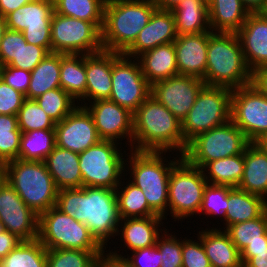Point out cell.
<instances>
[{
  "label": "cell",
  "instance_id": "obj_8",
  "mask_svg": "<svg viewBox=\"0 0 267 267\" xmlns=\"http://www.w3.org/2000/svg\"><path fill=\"white\" fill-rule=\"evenodd\" d=\"M249 143L244 133L230 120L195 136L188 142L182 156L202 169L211 161L242 154Z\"/></svg>",
  "mask_w": 267,
  "mask_h": 267
},
{
  "label": "cell",
  "instance_id": "obj_21",
  "mask_svg": "<svg viewBox=\"0 0 267 267\" xmlns=\"http://www.w3.org/2000/svg\"><path fill=\"white\" fill-rule=\"evenodd\" d=\"M246 65L251 72L267 66V18L262 12L250 13L236 32Z\"/></svg>",
  "mask_w": 267,
  "mask_h": 267
},
{
  "label": "cell",
  "instance_id": "obj_58",
  "mask_svg": "<svg viewBox=\"0 0 267 267\" xmlns=\"http://www.w3.org/2000/svg\"><path fill=\"white\" fill-rule=\"evenodd\" d=\"M250 13L262 12L267 5V0H241Z\"/></svg>",
  "mask_w": 267,
  "mask_h": 267
},
{
  "label": "cell",
  "instance_id": "obj_65",
  "mask_svg": "<svg viewBox=\"0 0 267 267\" xmlns=\"http://www.w3.org/2000/svg\"><path fill=\"white\" fill-rule=\"evenodd\" d=\"M4 231L3 224L0 222V233Z\"/></svg>",
  "mask_w": 267,
  "mask_h": 267
},
{
  "label": "cell",
  "instance_id": "obj_19",
  "mask_svg": "<svg viewBox=\"0 0 267 267\" xmlns=\"http://www.w3.org/2000/svg\"><path fill=\"white\" fill-rule=\"evenodd\" d=\"M78 105L61 122L56 123L55 140L56 146L80 154L101 139L88 110L82 104Z\"/></svg>",
  "mask_w": 267,
  "mask_h": 267
},
{
  "label": "cell",
  "instance_id": "obj_64",
  "mask_svg": "<svg viewBox=\"0 0 267 267\" xmlns=\"http://www.w3.org/2000/svg\"><path fill=\"white\" fill-rule=\"evenodd\" d=\"M262 13L265 15V17L267 18V5L265 6L264 10L262 11Z\"/></svg>",
  "mask_w": 267,
  "mask_h": 267
},
{
  "label": "cell",
  "instance_id": "obj_9",
  "mask_svg": "<svg viewBox=\"0 0 267 267\" xmlns=\"http://www.w3.org/2000/svg\"><path fill=\"white\" fill-rule=\"evenodd\" d=\"M118 145L119 143L115 141L100 140L79 154L82 187L110 189L118 187L122 176H124L122 174L127 171L125 168V161L127 160L123 158L125 156L122 155Z\"/></svg>",
  "mask_w": 267,
  "mask_h": 267
},
{
  "label": "cell",
  "instance_id": "obj_50",
  "mask_svg": "<svg viewBox=\"0 0 267 267\" xmlns=\"http://www.w3.org/2000/svg\"><path fill=\"white\" fill-rule=\"evenodd\" d=\"M0 78L7 85L26 96L30 84L31 72L12 66H2Z\"/></svg>",
  "mask_w": 267,
  "mask_h": 267
},
{
  "label": "cell",
  "instance_id": "obj_7",
  "mask_svg": "<svg viewBox=\"0 0 267 267\" xmlns=\"http://www.w3.org/2000/svg\"><path fill=\"white\" fill-rule=\"evenodd\" d=\"M38 240L46 249L105 251L84 223L64 214L55 206L39 216Z\"/></svg>",
  "mask_w": 267,
  "mask_h": 267
},
{
  "label": "cell",
  "instance_id": "obj_59",
  "mask_svg": "<svg viewBox=\"0 0 267 267\" xmlns=\"http://www.w3.org/2000/svg\"><path fill=\"white\" fill-rule=\"evenodd\" d=\"M157 9L173 10L182 0H153Z\"/></svg>",
  "mask_w": 267,
  "mask_h": 267
},
{
  "label": "cell",
  "instance_id": "obj_30",
  "mask_svg": "<svg viewBox=\"0 0 267 267\" xmlns=\"http://www.w3.org/2000/svg\"><path fill=\"white\" fill-rule=\"evenodd\" d=\"M267 210V201L258 195L238 187L228 192V207L225 213L224 229L228 226L260 217Z\"/></svg>",
  "mask_w": 267,
  "mask_h": 267
},
{
  "label": "cell",
  "instance_id": "obj_38",
  "mask_svg": "<svg viewBox=\"0 0 267 267\" xmlns=\"http://www.w3.org/2000/svg\"><path fill=\"white\" fill-rule=\"evenodd\" d=\"M0 267H47V249L38 239L22 241L0 261Z\"/></svg>",
  "mask_w": 267,
  "mask_h": 267
},
{
  "label": "cell",
  "instance_id": "obj_13",
  "mask_svg": "<svg viewBox=\"0 0 267 267\" xmlns=\"http://www.w3.org/2000/svg\"><path fill=\"white\" fill-rule=\"evenodd\" d=\"M132 59L123 53L112 52V89L108 100L134 113L151 95V85L137 59Z\"/></svg>",
  "mask_w": 267,
  "mask_h": 267
},
{
  "label": "cell",
  "instance_id": "obj_4",
  "mask_svg": "<svg viewBox=\"0 0 267 267\" xmlns=\"http://www.w3.org/2000/svg\"><path fill=\"white\" fill-rule=\"evenodd\" d=\"M206 86L236 89L250 85L252 72L246 65L242 46L235 32H211L209 34Z\"/></svg>",
  "mask_w": 267,
  "mask_h": 267
},
{
  "label": "cell",
  "instance_id": "obj_33",
  "mask_svg": "<svg viewBox=\"0 0 267 267\" xmlns=\"http://www.w3.org/2000/svg\"><path fill=\"white\" fill-rule=\"evenodd\" d=\"M61 53H49L32 71L26 99H36L60 86Z\"/></svg>",
  "mask_w": 267,
  "mask_h": 267
},
{
  "label": "cell",
  "instance_id": "obj_47",
  "mask_svg": "<svg viewBox=\"0 0 267 267\" xmlns=\"http://www.w3.org/2000/svg\"><path fill=\"white\" fill-rule=\"evenodd\" d=\"M109 253L123 258L130 267H161L162 264L160 251L156 245L135 250L132 252V256L128 255L127 258H125V255L119 254L118 251H109Z\"/></svg>",
  "mask_w": 267,
  "mask_h": 267
},
{
  "label": "cell",
  "instance_id": "obj_53",
  "mask_svg": "<svg viewBox=\"0 0 267 267\" xmlns=\"http://www.w3.org/2000/svg\"><path fill=\"white\" fill-rule=\"evenodd\" d=\"M23 240L16 234L4 230L0 233V261L5 258Z\"/></svg>",
  "mask_w": 267,
  "mask_h": 267
},
{
  "label": "cell",
  "instance_id": "obj_17",
  "mask_svg": "<svg viewBox=\"0 0 267 267\" xmlns=\"http://www.w3.org/2000/svg\"><path fill=\"white\" fill-rule=\"evenodd\" d=\"M84 103L101 140L119 142V139L126 138L132 149L133 113L108 99L92 101L90 105L86 101Z\"/></svg>",
  "mask_w": 267,
  "mask_h": 267
},
{
  "label": "cell",
  "instance_id": "obj_29",
  "mask_svg": "<svg viewBox=\"0 0 267 267\" xmlns=\"http://www.w3.org/2000/svg\"><path fill=\"white\" fill-rule=\"evenodd\" d=\"M209 25L212 32H237L249 10L241 0H208Z\"/></svg>",
  "mask_w": 267,
  "mask_h": 267
},
{
  "label": "cell",
  "instance_id": "obj_12",
  "mask_svg": "<svg viewBox=\"0 0 267 267\" xmlns=\"http://www.w3.org/2000/svg\"><path fill=\"white\" fill-rule=\"evenodd\" d=\"M53 53L94 54L103 50L101 31L92 23L53 12L51 21Z\"/></svg>",
  "mask_w": 267,
  "mask_h": 267
},
{
  "label": "cell",
  "instance_id": "obj_26",
  "mask_svg": "<svg viewBox=\"0 0 267 267\" xmlns=\"http://www.w3.org/2000/svg\"><path fill=\"white\" fill-rule=\"evenodd\" d=\"M206 255L212 267H241V253L224 230L211 228L199 231Z\"/></svg>",
  "mask_w": 267,
  "mask_h": 267
},
{
  "label": "cell",
  "instance_id": "obj_5",
  "mask_svg": "<svg viewBox=\"0 0 267 267\" xmlns=\"http://www.w3.org/2000/svg\"><path fill=\"white\" fill-rule=\"evenodd\" d=\"M128 164L131 176L129 180L139 187L148 202L150 209L158 216L166 218L168 210L169 177L173 165L179 160L176 157L167 161L163 151H137L130 150ZM164 159V160H163ZM174 160V161H173ZM165 162H168L165 164Z\"/></svg>",
  "mask_w": 267,
  "mask_h": 267
},
{
  "label": "cell",
  "instance_id": "obj_23",
  "mask_svg": "<svg viewBox=\"0 0 267 267\" xmlns=\"http://www.w3.org/2000/svg\"><path fill=\"white\" fill-rule=\"evenodd\" d=\"M112 51L86 55V100L109 99L112 89ZM91 99V101H90Z\"/></svg>",
  "mask_w": 267,
  "mask_h": 267
},
{
  "label": "cell",
  "instance_id": "obj_32",
  "mask_svg": "<svg viewBox=\"0 0 267 267\" xmlns=\"http://www.w3.org/2000/svg\"><path fill=\"white\" fill-rule=\"evenodd\" d=\"M60 86L77 104L86 100V55L61 53Z\"/></svg>",
  "mask_w": 267,
  "mask_h": 267
},
{
  "label": "cell",
  "instance_id": "obj_54",
  "mask_svg": "<svg viewBox=\"0 0 267 267\" xmlns=\"http://www.w3.org/2000/svg\"><path fill=\"white\" fill-rule=\"evenodd\" d=\"M95 267H130L127 262L120 257H116L110 253H101L95 262Z\"/></svg>",
  "mask_w": 267,
  "mask_h": 267
},
{
  "label": "cell",
  "instance_id": "obj_40",
  "mask_svg": "<svg viewBox=\"0 0 267 267\" xmlns=\"http://www.w3.org/2000/svg\"><path fill=\"white\" fill-rule=\"evenodd\" d=\"M35 100L55 123L61 122L77 107L75 100L62 88L48 90Z\"/></svg>",
  "mask_w": 267,
  "mask_h": 267
},
{
  "label": "cell",
  "instance_id": "obj_18",
  "mask_svg": "<svg viewBox=\"0 0 267 267\" xmlns=\"http://www.w3.org/2000/svg\"><path fill=\"white\" fill-rule=\"evenodd\" d=\"M0 222L4 230L23 241L38 239L39 216L32 211L7 182L0 192Z\"/></svg>",
  "mask_w": 267,
  "mask_h": 267
},
{
  "label": "cell",
  "instance_id": "obj_37",
  "mask_svg": "<svg viewBox=\"0 0 267 267\" xmlns=\"http://www.w3.org/2000/svg\"><path fill=\"white\" fill-rule=\"evenodd\" d=\"M115 190L121 219L157 216L150 209L143 191L133 183L128 181L124 186L121 181Z\"/></svg>",
  "mask_w": 267,
  "mask_h": 267
},
{
  "label": "cell",
  "instance_id": "obj_44",
  "mask_svg": "<svg viewBox=\"0 0 267 267\" xmlns=\"http://www.w3.org/2000/svg\"><path fill=\"white\" fill-rule=\"evenodd\" d=\"M159 230L163 232L156 243L160 251L161 267H182V241L176 235L167 234L169 232L167 229Z\"/></svg>",
  "mask_w": 267,
  "mask_h": 267
},
{
  "label": "cell",
  "instance_id": "obj_60",
  "mask_svg": "<svg viewBox=\"0 0 267 267\" xmlns=\"http://www.w3.org/2000/svg\"><path fill=\"white\" fill-rule=\"evenodd\" d=\"M267 246V240L256 241L250 243L244 250H260L261 248Z\"/></svg>",
  "mask_w": 267,
  "mask_h": 267
},
{
  "label": "cell",
  "instance_id": "obj_55",
  "mask_svg": "<svg viewBox=\"0 0 267 267\" xmlns=\"http://www.w3.org/2000/svg\"><path fill=\"white\" fill-rule=\"evenodd\" d=\"M251 84L267 97V66L260 67L252 72Z\"/></svg>",
  "mask_w": 267,
  "mask_h": 267
},
{
  "label": "cell",
  "instance_id": "obj_1",
  "mask_svg": "<svg viewBox=\"0 0 267 267\" xmlns=\"http://www.w3.org/2000/svg\"><path fill=\"white\" fill-rule=\"evenodd\" d=\"M55 207L84 223L105 250L107 242L118 234L121 217L115 189L89 186L61 189Z\"/></svg>",
  "mask_w": 267,
  "mask_h": 267
},
{
  "label": "cell",
  "instance_id": "obj_28",
  "mask_svg": "<svg viewBox=\"0 0 267 267\" xmlns=\"http://www.w3.org/2000/svg\"><path fill=\"white\" fill-rule=\"evenodd\" d=\"M164 218L160 216L136 217L121 219L119 223L121 230L117 236L121 235V242L132 252L138 249L154 246L157 239L161 237L158 227L162 225Z\"/></svg>",
  "mask_w": 267,
  "mask_h": 267
},
{
  "label": "cell",
  "instance_id": "obj_34",
  "mask_svg": "<svg viewBox=\"0 0 267 267\" xmlns=\"http://www.w3.org/2000/svg\"><path fill=\"white\" fill-rule=\"evenodd\" d=\"M202 171L208 184L238 187L244 171V152L211 161L202 168Z\"/></svg>",
  "mask_w": 267,
  "mask_h": 267
},
{
  "label": "cell",
  "instance_id": "obj_27",
  "mask_svg": "<svg viewBox=\"0 0 267 267\" xmlns=\"http://www.w3.org/2000/svg\"><path fill=\"white\" fill-rule=\"evenodd\" d=\"M238 188L267 201V153L255 142L244 150V171Z\"/></svg>",
  "mask_w": 267,
  "mask_h": 267
},
{
  "label": "cell",
  "instance_id": "obj_62",
  "mask_svg": "<svg viewBox=\"0 0 267 267\" xmlns=\"http://www.w3.org/2000/svg\"><path fill=\"white\" fill-rule=\"evenodd\" d=\"M267 153V133L255 142Z\"/></svg>",
  "mask_w": 267,
  "mask_h": 267
},
{
  "label": "cell",
  "instance_id": "obj_15",
  "mask_svg": "<svg viewBox=\"0 0 267 267\" xmlns=\"http://www.w3.org/2000/svg\"><path fill=\"white\" fill-rule=\"evenodd\" d=\"M54 0H35L5 16L7 28L23 33L27 43L52 52L51 21Z\"/></svg>",
  "mask_w": 267,
  "mask_h": 267
},
{
  "label": "cell",
  "instance_id": "obj_51",
  "mask_svg": "<svg viewBox=\"0 0 267 267\" xmlns=\"http://www.w3.org/2000/svg\"><path fill=\"white\" fill-rule=\"evenodd\" d=\"M21 135L22 131L0 134V166L11 160L18 159Z\"/></svg>",
  "mask_w": 267,
  "mask_h": 267
},
{
  "label": "cell",
  "instance_id": "obj_42",
  "mask_svg": "<svg viewBox=\"0 0 267 267\" xmlns=\"http://www.w3.org/2000/svg\"><path fill=\"white\" fill-rule=\"evenodd\" d=\"M18 127L22 132L55 129L56 123L39 106L35 99H25L18 114Z\"/></svg>",
  "mask_w": 267,
  "mask_h": 267
},
{
  "label": "cell",
  "instance_id": "obj_3",
  "mask_svg": "<svg viewBox=\"0 0 267 267\" xmlns=\"http://www.w3.org/2000/svg\"><path fill=\"white\" fill-rule=\"evenodd\" d=\"M156 9L153 0H106L101 29L103 50L124 53Z\"/></svg>",
  "mask_w": 267,
  "mask_h": 267
},
{
  "label": "cell",
  "instance_id": "obj_57",
  "mask_svg": "<svg viewBox=\"0 0 267 267\" xmlns=\"http://www.w3.org/2000/svg\"><path fill=\"white\" fill-rule=\"evenodd\" d=\"M35 0H0V16L5 17L12 11L17 10L24 4L31 3Z\"/></svg>",
  "mask_w": 267,
  "mask_h": 267
},
{
  "label": "cell",
  "instance_id": "obj_61",
  "mask_svg": "<svg viewBox=\"0 0 267 267\" xmlns=\"http://www.w3.org/2000/svg\"><path fill=\"white\" fill-rule=\"evenodd\" d=\"M7 29L5 17L0 16V43Z\"/></svg>",
  "mask_w": 267,
  "mask_h": 267
},
{
  "label": "cell",
  "instance_id": "obj_39",
  "mask_svg": "<svg viewBox=\"0 0 267 267\" xmlns=\"http://www.w3.org/2000/svg\"><path fill=\"white\" fill-rule=\"evenodd\" d=\"M225 231L241 253L250 243L267 240V210L258 218L230 225Z\"/></svg>",
  "mask_w": 267,
  "mask_h": 267
},
{
  "label": "cell",
  "instance_id": "obj_2",
  "mask_svg": "<svg viewBox=\"0 0 267 267\" xmlns=\"http://www.w3.org/2000/svg\"><path fill=\"white\" fill-rule=\"evenodd\" d=\"M187 144L182 122L152 95L133 113V150L167 153L177 149L183 155Z\"/></svg>",
  "mask_w": 267,
  "mask_h": 267
},
{
  "label": "cell",
  "instance_id": "obj_10",
  "mask_svg": "<svg viewBox=\"0 0 267 267\" xmlns=\"http://www.w3.org/2000/svg\"><path fill=\"white\" fill-rule=\"evenodd\" d=\"M173 165L169 177L168 208L177 220L199 214L206 181L201 168L190 164L182 155Z\"/></svg>",
  "mask_w": 267,
  "mask_h": 267
},
{
  "label": "cell",
  "instance_id": "obj_35",
  "mask_svg": "<svg viewBox=\"0 0 267 267\" xmlns=\"http://www.w3.org/2000/svg\"><path fill=\"white\" fill-rule=\"evenodd\" d=\"M55 146V129L22 132L18 159L44 162Z\"/></svg>",
  "mask_w": 267,
  "mask_h": 267
},
{
  "label": "cell",
  "instance_id": "obj_25",
  "mask_svg": "<svg viewBox=\"0 0 267 267\" xmlns=\"http://www.w3.org/2000/svg\"><path fill=\"white\" fill-rule=\"evenodd\" d=\"M44 162L58 190L82 188L78 153L55 146Z\"/></svg>",
  "mask_w": 267,
  "mask_h": 267
},
{
  "label": "cell",
  "instance_id": "obj_6",
  "mask_svg": "<svg viewBox=\"0 0 267 267\" xmlns=\"http://www.w3.org/2000/svg\"><path fill=\"white\" fill-rule=\"evenodd\" d=\"M2 167L7 182L38 216L56 205L59 190L45 162L16 159Z\"/></svg>",
  "mask_w": 267,
  "mask_h": 267
},
{
  "label": "cell",
  "instance_id": "obj_11",
  "mask_svg": "<svg viewBox=\"0 0 267 267\" xmlns=\"http://www.w3.org/2000/svg\"><path fill=\"white\" fill-rule=\"evenodd\" d=\"M231 96L232 89L205 85L182 121L184 140L188 143L198 134L230 121Z\"/></svg>",
  "mask_w": 267,
  "mask_h": 267
},
{
  "label": "cell",
  "instance_id": "obj_46",
  "mask_svg": "<svg viewBox=\"0 0 267 267\" xmlns=\"http://www.w3.org/2000/svg\"><path fill=\"white\" fill-rule=\"evenodd\" d=\"M182 240V267H212L200 239Z\"/></svg>",
  "mask_w": 267,
  "mask_h": 267
},
{
  "label": "cell",
  "instance_id": "obj_43",
  "mask_svg": "<svg viewBox=\"0 0 267 267\" xmlns=\"http://www.w3.org/2000/svg\"><path fill=\"white\" fill-rule=\"evenodd\" d=\"M232 187L221 186V185H211L207 184L204 189L202 205L199 214L210 216H223L225 221V213L228 207V192Z\"/></svg>",
  "mask_w": 267,
  "mask_h": 267
},
{
  "label": "cell",
  "instance_id": "obj_49",
  "mask_svg": "<svg viewBox=\"0 0 267 267\" xmlns=\"http://www.w3.org/2000/svg\"><path fill=\"white\" fill-rule=\"evenodd\" d=\"M25 99L24 94L7 85L0 78V114L17 116Z\"/></svg>",
  "mask_w": 267,
  "mask_h": 267
},
{
  "label": "cell",
  "instance_id": "obj_45",
  "mask_svg": "<svg viewBox=\"0 0 267 267\" xmlns=\"http://www.w3.org/2000/svg\"><path fill=\"white\" fill-rule=\"evenodd\" d=\"M50 52L30 43H23L17 57L8 66L31 72Z\"/></svg>",
  "mask_w": 267,
  "mask_h": 267
},
{
  "label": "cell",
  "instance_id": "obj_52",
  "mask_svg": "<svg viewBox=\"0 0 267 267\" xmlns=\"http://www.w3.org/2000/svg\"><path fill=\"white\" fill-rule=\"evenodd\" d=\"M241 262L246 267H267V246L260 250H243Z\"/></svg>",
  "mask_w": 267,
  "mask_h": 267
},
{
  "label": "cell",
  "instance_id": "obj_36",
  "mask_svg": "<svg viewBox=\"0 0 267 267\" xmlns=\"http://www.w3.org/2000/svg\"><path fill=\"white\" fill-rule=\"evenodd\" d=\"M106 0H54V11L60 15L92 22L100 31Z\"/></svg>",
  "mask_w": 267,
  "mask_h": 267
},
{
  "label": "cell",
  "instance_id": "obj_48",
  "mask_svg": "<svg viewBox=\"0 0 267 267\" xmlns=\"http://www.w3.org/2000/svg\"><path fill=\"white\" fill-rule=\"evenodd\" d=\"M27 43L23 33L7 29L0 43V63L8 66L18 56L22 44Z\"/></svg>",
  "mask_w": 267,
  "mask_h": 267
},
{
  "label": "cell",
  "instance_id": "obj_56",
  "mask_svg": "<svg viewBox=\"0 0 267 267\" xmlns=\"http://www.w3.org/2000/svg\"><path fill=\"white\" fill-rule=\"evenodd\" d=\"M11 131H21L17 116L0 114V134H11Z\"/></svg>",
  "mask_w": 267,
  "mask_h": 267
},
{
  "label": "cell",
  "instance_id": "obj_20",
  "mask_svg": "<svg viewBox=\"0 0 267 267\" xmlns=\"http://www.w3.org/2000/svg\"><path fill=\"white\" fill-rule=\"evenodd\" d=\"M177 37L173 12L156 9L148 24L139 32L137 39L123 54L134 59L147 50L174 42Z\"/></svg>",
  "mask_w": 267,
  "mask_h": 267
},
{
  "label": "cell",
  "instance_id": "obj_63",
  "mask_svg": "<svg viewBox=\"0 0 267 267\" xmlns=\"http://www.w3.org/2000/svg\"><path fill=\"white\" fill-rule=\"evenodd\" d=\"M7 183V178H6V174L5 171L3 169L2 166H0V192L2 187Z\"/></svg>",
  "mask_w": 267,
  "mask_h": 267
},
{
  "label": "cell",
  "instance_id": "obj_31",
  "mask_svg": "<svg viewBox=\"0 0 267 267\" xmlns=\"http://www.w3.org/2000/svg\"><path fill=\"white\" fill-rule=\"evenodd\" d=\"M178 35L211 31L206 0H182L173 10Z\"/></svg>",
  "mask_w": 267,
  "mask_h": 267
},
{
  "label": "cell",
  "instance_id": "obj_14",
  "mask_svg": "<svg viewBox=\"0 0 267 267\" xmlns=\"http://www.w3.org/2000/svg\"><path fill=\"white\" fill-rule=\"evenodd\" d=\"M231 121L249 142L267 133V97L253 84L232 90Z\"/></svg>",
  "mask_w": 267,
  "mask_h": 267
},
{
  "label": "cell",
  "instance_id": "obj_22",
  "mask_svg": "<svg viewBox=\"0 0 267 267\" xmlns=\"http://www.w3.org/2000/svg\"><path fill=\"white\" fill-rule=\"evenodd\" d=\"M211 32L178 35L174 41V48L179 75L204 78Z\"/></svg>",
  "mask_w": 267,
  "mask_h": 267
},
{
  "label": "cell",
  "instance_id": "obj_24",
  "mask_svg": "<svg viewBox=\"0 0 267 267\" xmlns=\"http://www.w3.org/2000/svg\"><path fill=\"white\" fill-rule=\"evenodd\" d=\"M136 59L151 86L161 80L179 75L174 42L147 50Z\"/></svg>",
  "mask_w": 267,
  "mask_h": 267
},
{
  "label": "cell",
  "instance_id": "obj_41",
  "mask_svg": "<svg viewBox=\"0 0 267 267\" xmlns=\"http://www.w3.org/2000/svg\"><path fill=\"white\" fill-rule=\"evenodd\" d=\"M103 252L47 249V267H95L97 257Z\"/></svg>",
  "mask_w": 267,
  "mask_h": 267
},
{
  "label": "cell",
  "instance_id": "obj_16",
  "mask_svg": "<svg viewBox=\"0 0 267 267\" xmlns=\"http://www.w3.org/2000/svg\"><path fill=\"white\" fill-rule=\"evenodd\" d=\"M204 86L203 79L177 75L153 84L151 95L182 122Z\"/></svg>",
  "mask_w": 267,
  "mask_h": 267
}]
</instances>
